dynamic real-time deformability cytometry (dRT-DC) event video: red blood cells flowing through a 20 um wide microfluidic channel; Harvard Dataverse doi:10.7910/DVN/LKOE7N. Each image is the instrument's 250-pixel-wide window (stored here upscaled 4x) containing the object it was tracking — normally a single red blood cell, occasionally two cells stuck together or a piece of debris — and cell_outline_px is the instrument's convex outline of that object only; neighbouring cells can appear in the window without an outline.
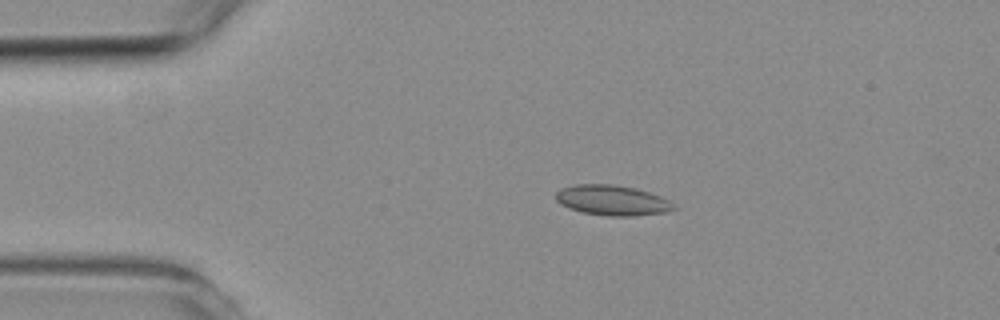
{"species": "common noctule bat (a hibernating species)", "species_latin": "Nyctalus noctula", "temperature_condition": "room temperature", "stored_images_in_passage": 3, "camera_frame_rate_fps": 3000, "um_per_image_px": 0.085, "animal": {"sex": "female", "body_mass_g": 19.3, "forearm_length_mm": 54.1}, "frame": {"image": 1, "passage_image": 2, "time_ms": 1.0, "image_size_px": [1000, 320], "cell_outline_px": [[676, 208], [668, 212], [632, 216], [608, 216], [584, 212], [560, 204], [556, 200], [556, 192], [564, 188], [576, 184], [612, 184], [632, 188], [648, 192], [660, 196], [668, 200]], "centroid_in_image_um": [52.05, 17.03], "position_along_channel_um": 32.9, "area_um2": 20.4}}